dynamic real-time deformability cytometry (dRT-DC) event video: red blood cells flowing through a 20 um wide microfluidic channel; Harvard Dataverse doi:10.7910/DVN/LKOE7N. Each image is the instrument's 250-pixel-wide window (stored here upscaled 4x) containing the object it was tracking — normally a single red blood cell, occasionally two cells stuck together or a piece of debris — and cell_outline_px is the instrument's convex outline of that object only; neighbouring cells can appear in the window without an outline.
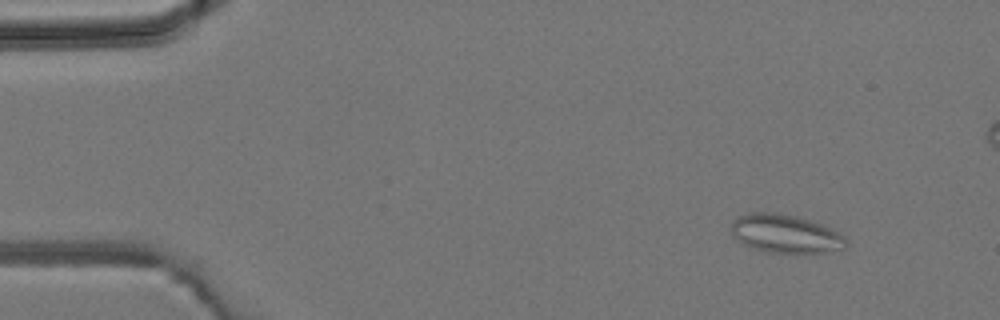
{"species": "common noctule bat (a hibernating species)", "species_latin": "Nyctalus noctula", "temperature_condition": "room temperature", "stored_images_in_passage": 4, "camera_frame_rate_fps": 3000, "um_per_image_px": 0.085, "animal": {"sex": "male", "body_mass_g": 19.2, "forearm_length_mm": 51.8}, "frame": {"image": 1, "passage_image": 1, "time_ms": 0.0, "image_size_px": [1000, 320], "cell_outline_px": [[848, 244], [844, 248], [824, 252], [764, 252], [752, 248], [736, 240], [732, 232], [732, 220], [736, 216], [748, 212], [776, 212], [796, 216], [820, 224], [840, 232], [848, 240]], "centroid_in_image_um": [66.73, 19.85], "position_along_channel_um": 18.3, "area_um2": 25.78}}